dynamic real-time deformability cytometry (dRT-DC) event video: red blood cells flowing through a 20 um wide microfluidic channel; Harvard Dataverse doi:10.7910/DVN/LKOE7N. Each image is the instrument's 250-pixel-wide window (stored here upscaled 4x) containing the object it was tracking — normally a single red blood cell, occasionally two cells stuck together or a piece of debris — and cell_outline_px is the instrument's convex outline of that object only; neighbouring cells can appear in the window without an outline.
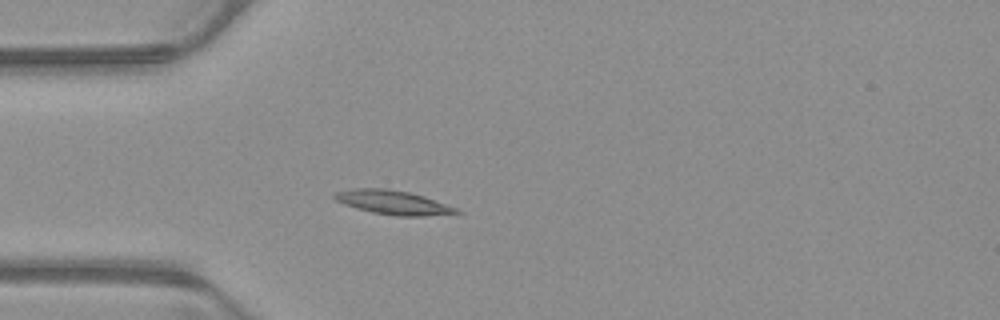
{"species": "common noctule bat (a hibernating species)", "species_latin": "Nyctalus noctula", "temperature_condition": "warm", "stored_images_in_passage": 40, "camera_frame_rate_fps": 3000, "um_per_image_px": 0.085, "animal": {"sex": "male", "body_mass_g": 23.1, "forearm_length_mm": 52.7}, "frame": {"image": 1, "passage_image": 2, "time_ms": 0.333, "image_size_px": [1000, 320], "cell_outline_px": [[464, 212], [424, 216], [396, 216], [372, 212], [356, 208], [344, 204], [336, 200], [332, 196], [336, 192], [352, 188], [388, 188], [408, 192], [424, 196], [456, 208]], "centroid_in_image_um": [33.38, 17.2], "position_along_channel_um": 51.6, "area_um2": 16.99}}
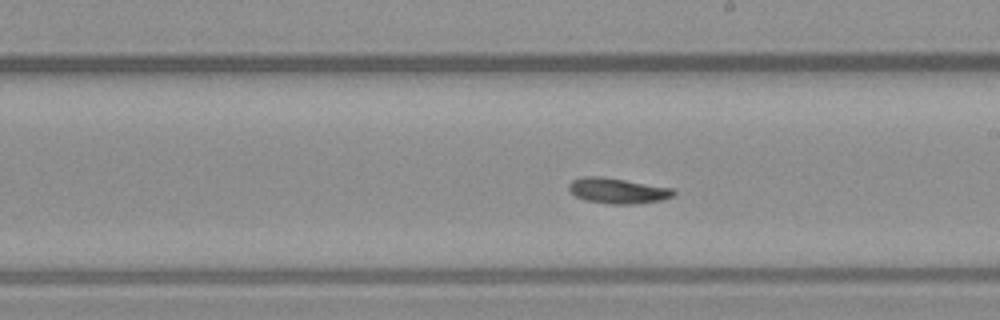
{"frame": {"image": 2, "passage_image": 17, "time_ms": 5.333, "image_size_px": [1000, 320], "cell_outline_px": [[676, 192], [672, 196], [660, 200], [636, 204], [608, 204], [584, 200], [576, 196], [568, 188], [568, 184], [572, 180], [584, 176], [600, 176], [672, 188]], "centroid_in_image_um": [52.46, 16.22], "position_along_channel_um": 236.5, "area_um2": 15.43}}
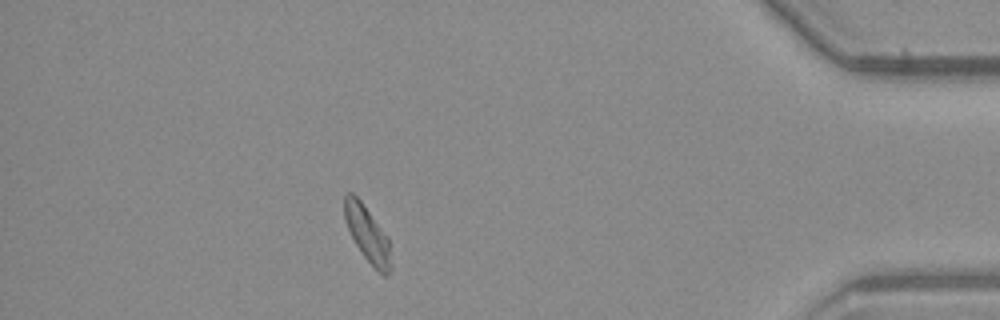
{"frame": {"image": 3, "passage_image": 34, "time_ms": 11.0, "image_size_px": [1000, 320], "cell_outline_px": [[392, 268], [384, 276], [364, 256], [356, 244], [344, 220], [344, 192], [352, 192], [360, 200], [388, 236], [392, 264]], "centroid_in_image_um": [31.23, 19.86], "position_along_channel_um": 404.0, "area_um2": 14.97}, "authors_computed_cell_mechanics": {"area_um2": 15.1436, "velocity_mm_per_s": 3.8576, "shape_relaxation_time_tau1_ms": 3.4192, "shape_relaxation_time_tau2_ms": 2.8138, "deformation_change_tau1": 0.1265, "deformation_change_tau2": 0.0776}}